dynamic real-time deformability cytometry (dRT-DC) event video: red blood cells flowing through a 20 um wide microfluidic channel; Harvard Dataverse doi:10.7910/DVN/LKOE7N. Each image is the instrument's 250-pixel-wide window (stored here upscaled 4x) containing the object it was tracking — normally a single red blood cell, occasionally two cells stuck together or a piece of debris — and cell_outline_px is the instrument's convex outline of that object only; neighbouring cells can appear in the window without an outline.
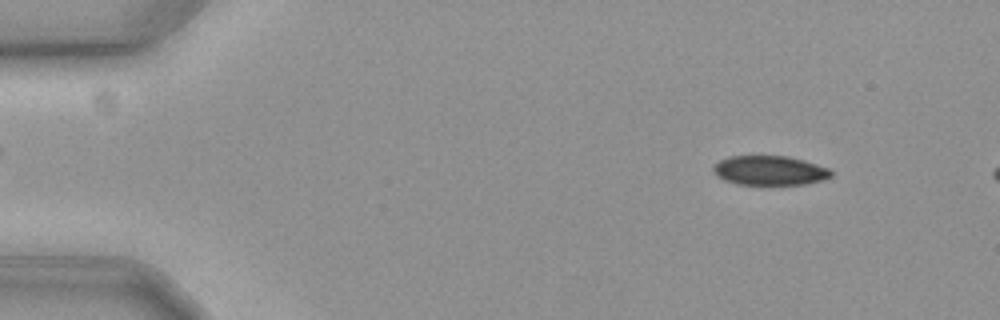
{"species": "common noctule bat (a hibernating species)", "species_latin": "Nyctalus noctula", "temperature_condition": "cold", "stored_images_in_passage": 16, "camera_frame_rate_fps": 3000, "um_per_image_px": 0.085, "animal": {"sex": "female", "body_mass_g": 19.3, "forearm_length_mm": 54.1}, "frame": {"image": 1, "passage_image": 6, "time_ms": 1.667, "image_size_px": [1000, 320], "cell_outline_px": [[832, 176], [824, 180], [804, 184], [768, 188], [736, 184], [724, 180], [716, 176], [712, 168], [720, 160], [728, 156], [788, 156], [804, 160], [828, 168], [832, 172]], "centroid_in_image_um": [65.42, 14.55], "position_along_channel_um": 19.6, "area_um2": 21.15}}